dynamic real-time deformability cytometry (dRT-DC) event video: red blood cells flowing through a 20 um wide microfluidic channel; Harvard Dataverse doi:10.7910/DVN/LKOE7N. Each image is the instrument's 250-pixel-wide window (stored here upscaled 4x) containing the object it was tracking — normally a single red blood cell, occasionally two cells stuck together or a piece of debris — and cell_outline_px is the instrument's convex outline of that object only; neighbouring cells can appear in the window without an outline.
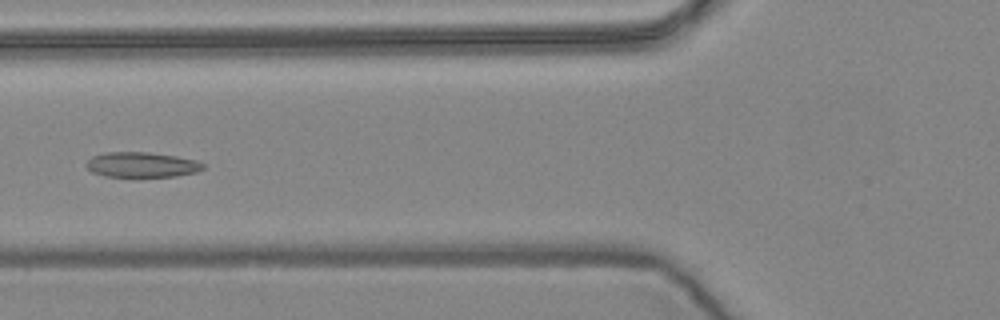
{"species": "common noctule bat (a hibernating species)", "species_latin": "Nyctalus noctula", "temperature_condition": "warm", "stored_images_in_passage": 15, "camera_frame_rate_fps": 3000, "um_per_image_px": 0.085, "animal": {"sex": "female", "body_mass_g": 24.6, "forearm_length_mm": 56.2}, "frame": {"image": 1, "passage_image": 6, "time_ms": 1.667, "image_size_px": [1000, 320], "cell_outline_px": [[204, 168], [196, 172], [176, 176], [108, 176], [92, 172], [84, 164], [92, 156], [104, 152], [148, 152], [176, 156], [196, 160], [204, 164]], "centroid_in_image_um": [12.04, 13.99], "position_along_channel_um": 113.8, "area_um2": 16.99}}
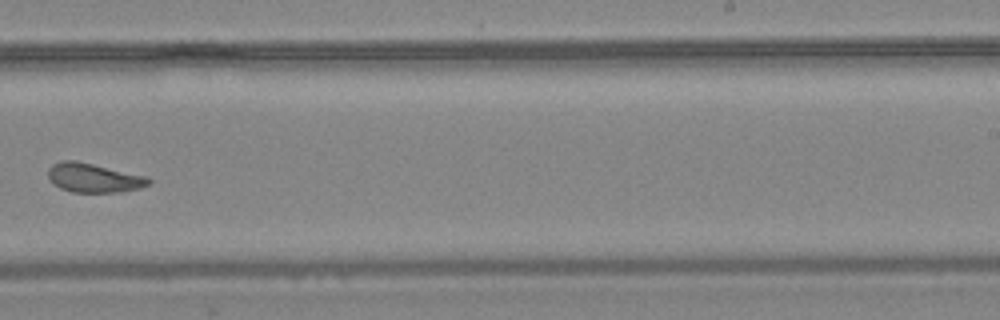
{"frame": {"image": 2, "passage_image": 10, "time_ms": 3.0, "image_size_px": [1000, 320], "cell_outline_px": [[152, 184], [140, 188], [124, 192], [72, 192], [60, 188], [52, 184], [48, 180], [48, 168], [52, 164], [60, 160], [76, 160], [148, 176], [152, 180]], "centroid_in_image_um": [7.98, 15.11], "position_along_channel_um": 281.0, "area_um2": 17.51}}
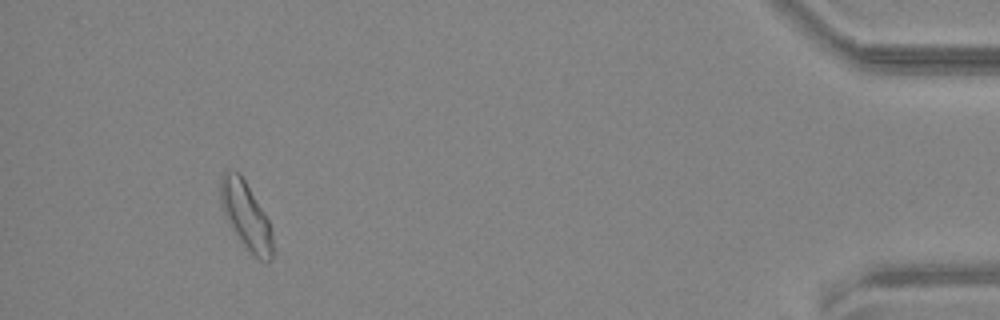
{"frame": {"image": 3, "passage_image": 14, "time_ms": 4.333, "image_size_px": [1000, 320], "cell_outline_px": [[272, 256], [268, 264], [260, 260], [244, 244], [228, 224], [220, 204], [220, 176], [228, 168], [240, 172], [268, 220], [272, 232]], "centroid_in_image_um": [20.87, 18.27], "position_along_channel_um": 414.3, "area_um2": 20.35}}